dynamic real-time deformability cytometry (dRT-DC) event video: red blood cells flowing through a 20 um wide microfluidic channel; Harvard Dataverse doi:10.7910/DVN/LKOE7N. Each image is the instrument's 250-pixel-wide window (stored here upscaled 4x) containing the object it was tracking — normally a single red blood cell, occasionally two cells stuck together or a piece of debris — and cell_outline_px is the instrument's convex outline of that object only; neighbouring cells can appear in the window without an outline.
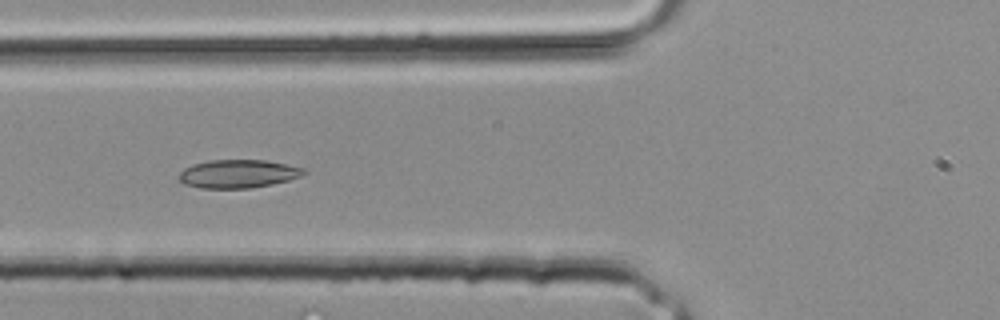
{"species": "common noctule bat (a hibernating species)", "species_latin": "Nyctalus noctula", "temperature_condition": "room temperature", "stored_images_in_passage": 28, "segment_of_instrument_passage": [1, 2], "camera_frame_rate_fps": 3000, "um_per_image_px": 0.085, "animal": {"sex": "male", "body_mass_g": 20.4}, "frame": {"image": 1, "passage_image": 6, "time_ms": 1.667, "image_size_px": [1000, 320], "cell_outline_px": [[308, 172], [300, 176], [288, 180], [272, 184], [252, 188], [200, 188], [184, 184], [180, 180], [180, 172], [184, 168], [192, 164], [208, 160], [264, 160], [304, 168]], "centroid_in_image_um": [20.23, 14.77], "position_along_channel_um": 105.6, "area_um2": 20.52}}
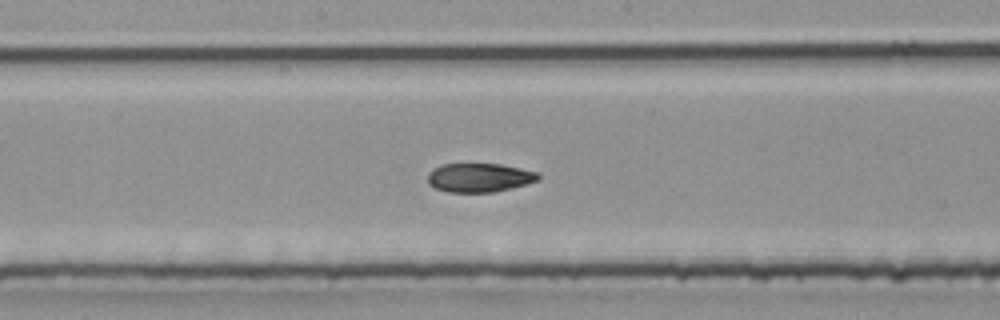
{"frame": {"image": 2, "passage_image": 11, "time_ms": 3.333, "image_size_px": [1000, 320], "cell_outline_px": [[540, 180], [512, 188], [496, 192], [448, 192], [436, 188], [428, 184], [428, 172], [432, 168], [440, 164], [500, 164], [540, 172]], "centroid_in_image_um": [40.75, 15.09], "position_along_channel_um": 207.4, "area_um2": 18.84}}
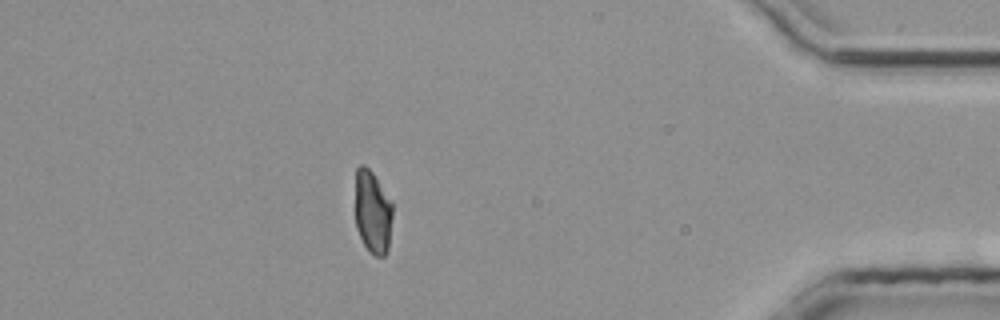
{"frame": {"image": 3, "passage_image": 23, "time_ms": 7.333, "image_size_px": [1000, 320], "cell_outline_px": [[392, 216], [388, 248], [384, 256], [376, 256], [364, 244], [356, 228], [356, 168], [360, 164], [364, 164], [372, 172], [392, 204]], "centroid_in_image_um": [31.66, 18.01], "position_along_channel_um": 403.5, "area_um2": 17.69}}